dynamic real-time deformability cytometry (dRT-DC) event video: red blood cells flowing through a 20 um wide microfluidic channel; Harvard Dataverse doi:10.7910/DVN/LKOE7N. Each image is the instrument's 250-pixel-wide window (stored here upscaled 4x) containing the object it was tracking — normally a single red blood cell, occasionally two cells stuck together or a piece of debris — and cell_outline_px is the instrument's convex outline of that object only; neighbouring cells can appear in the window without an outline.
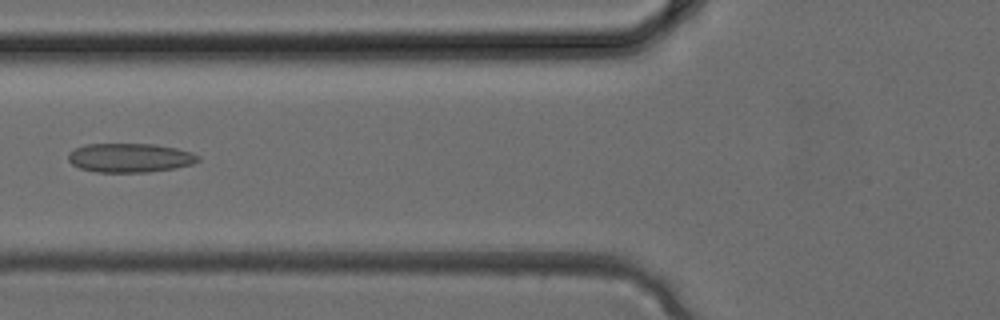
{"species": "common noctule bat (a hibernating species)", "species_latin": "Nyctalus noctula", "temperature_condition": "cold", "stored_images_in_passage": 3, "camera_frame_rate_fps": 3000, "um_per_image_px": 0.085, "animal": {"sex": "female", "body_mass_g": 24.6, "forearm_length_mm": 56.2}, "frame": {"image": 1, "passage_image": 3, "time_ms": 0.667, "image_size_px": [1000, 320], "cell_outline_px": [[200, 160], [192, 164], [176, 168], [148, 172], [96, 172], [80, 168], [72, 164], [68, 160], [68, 152], [84, 144], [152, 144], [176, 148], [192, 152], [200, 156]], "centroid_in_image_um": [11.05, 13.41], "position_along_channel_um": 114.8, "area_um2": 22.08}}